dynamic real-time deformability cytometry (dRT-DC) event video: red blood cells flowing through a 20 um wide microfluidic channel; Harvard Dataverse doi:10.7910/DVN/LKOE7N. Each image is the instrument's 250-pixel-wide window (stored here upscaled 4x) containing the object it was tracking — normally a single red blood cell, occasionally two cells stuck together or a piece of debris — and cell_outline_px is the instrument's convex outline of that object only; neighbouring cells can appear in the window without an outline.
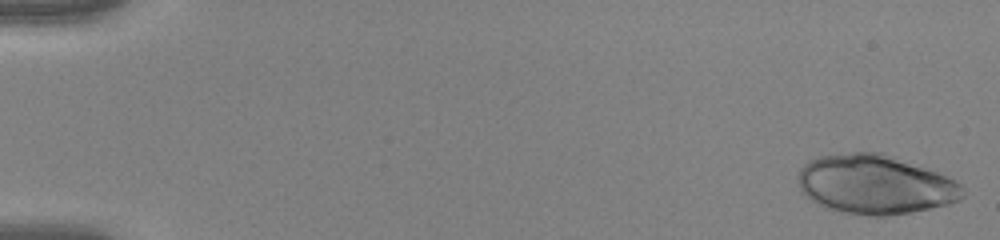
{"species": "human", "species_latin": "Homo sapiens", "temperature_condition": "warm", "stored_images_in_passage": 52, "camera_frame_rate_fps": 3000, "um_per_image_px": 0.085, "donor": {"sex": "female"}, "frame": {"image": 1, "passage_image": 1, "time_ms": 0.0, "image_size_px": [1000, 240], "cell_outline_px": [[964, 196], [960, 200], [948, 204], [912, 212], [884, 216], [872, 216], [840, 212], [828, 208], [812, 200], [800, 188], [796, 180], [800, 168], [804, 164], [820, 156], [852, 152], [880, 152], [896, 156], [948, 176], [956, 180], [964, 188]], "centroid_in_image_um": [74.42, 15.67], "position_along_channel_um": 10.6, "area_um2": 56.99}}
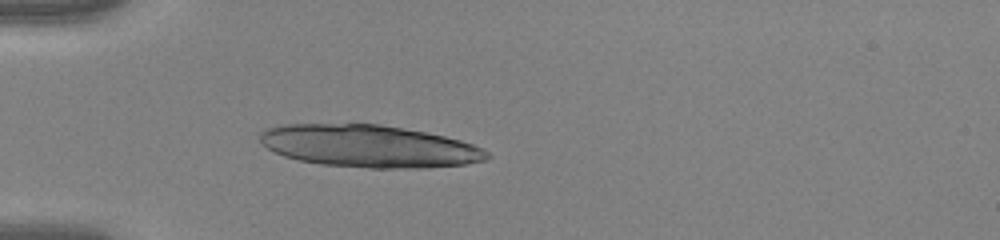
{"frame": {"image": 2, "passage_image": 16, "time_ms": 5.0, "image_size_px": [1000, 240], "cell_outline_px": [[492, 156], [484, 160], [464, 164], [424, 168], [368, 168], [320, 164], [300, 160], [284, 156], [268, 148], [260, 140], [260, 132], [264, 128], [280, 124], [380, 124], [404, 128], [444, 136], [460, 140], [484, 148]], "centroid_in_image_um": [31.37, 12.42], "position_along_channel_um": 53.6, "area_um2": 56.01}}